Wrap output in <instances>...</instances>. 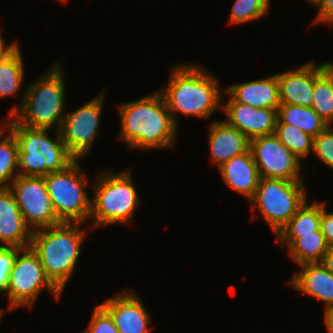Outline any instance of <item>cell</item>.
<instances>
[{
	"label": "cell",
	"mask_w": 333,
	"mask_h": 333,
	"mask_svg": "<svg viewBox=\"0 0 333 333\" xmlns=\"http://www.w3.org/2000/svg\"><path fill=\"white\" fill-rule=\"evenodd\" d=\"M81 223H61L32 231L30 248L39 257L50 281L63 292L75 271L86 228Z\"/></svg>",
	"instance_id": "obj_3"
},
{
	"label": "cell",
	"mask_w": 333,
	"mask_h": 333,
	"mask_svg": "<svg viewBox=\"0 0 333 333\" xmlns=\"http://www.w3.org/2000/svg\"><path fill=\"white\" fill-rule=\"evenodd\" d=\"M313 154L333 170V127L328 125L314 137Z\"/></svg>",
	"instance_id": "obj_29"
},
{
	"label": "cell",
	"mask_w": 333,
	"mask_h": 333,
	"mask_svg": "<svg viewBox=\"0 0 333 333\" xmlns=\"http://www.w3.org/2000/svg\"><path fill=\"white\" fill-rule=\"evenodd\" d=\"M8 118V129L18 144L19 175L44 177L64 170L75 160L67 151L60 130H56V137L51 140L47 135L50 129L27 127L18 124L12 117Z\"/></svg>",
	"instance_id": "obj_5"
},
{
	"label": "cell",
	"mask_w": 333,
	"mask_h": 333,
	"mask_svg": "<svg viewBox=\"0 0 333 333\" xmlns=\"http://www.w3.org/2000/svg\"><path fill=\"white\" fill-rule=\"evenodd\" d=\"M17 159L18 144L14 134L8 129L0 137V188H9L19 175Z\"/></svg>",
	"instance_id": "obj_26"
},
{
	"label": "cell",
	"mask_w": 333,
	"mask_h": 333,
	"mask_svg": "<svg viewBox=\"0 0 333 333\" xmlns=\"http://www.w3.org/2000/svg\"><path fill=\"white\" fill-rule=\"evenodd\" d=\"M274 134L299 160L313 152L314 137L294 125L276 123Z\"/></svg>",
	"instance_id": "obj_27"
},
{
	"label": "cell",
	"mask_w": 333,
	"mask_h": 333,
	"mask_svg": "<svg viewBox=\"0 0 333 333\" xmlns=\"http://www.w3.org/2000/svg\"><path fill=\"white\" fill-rule=\"evenodd\" d=\"M222 180L234 191L244 195L250 201L261 179L259 169L250 149L218 167Z\"/></svg>",
	"instance_id": "obj_18"
},
{
	"label": "cell",
	"mask_w": 333,
	"mask_h": 333,
	"mask_svg": "<svg viewBox=\"0 0 333 333\" xmlns=\"http://www.w3.org/2000/svg\"><path fill=\"white\" fill-rule=\"evenodd\" d=\"M301 270L288 284L304 294L333 306V275L321 262L299 264Z\"/></svg>",
	"instance_id": "obj_20"
},
{
	"label": "cell",
	"mask_w": 333,
	"mask_h": 333,
	"mask_svg": "<svg viewBox=\"0 0 333 333\" xmlns=\"http://www.w3.org/2000/svg\"><path fill=\"white\" fill-rule=\"evenodd\" d=\"M61 63H54L35 83L29 85L23 93L20 106L10 109L9 117L18 124L50 129L56 126L60 130L65 117V83Z\"/></svg>",
	"instance_id": "obj_4"
},
{
	"label": "cell",
	"mask_w": 333,
	"mask_h": 333,
	"mask_svg": "<svg viewBox=\"0 0 333 333\" xmlns=\"http://www.w3.org/2000/svg\"><path fill=\"white\" fill-rule=\"evenodd\" d=\"M324 318L328 333H333V306L325 308Z\"/></svg>",
	"instance_id": "obj_36"
},
{
	"label": "cell",
	"mask_w": 333,
	"mask_h": 333,
	"mask_svg": "<svg viewBox=\"0 0 333 333\" xmlns=\"http://www.w3.org/2000/svg\"><path fill=\"white\" fill-rule=\"evenodd\" d=\"M321 263L333 275V247H328Z\"/></svg>",
	"instance_id": "obj_35"
},
{
	"label": "cell",
	"mask_w": 333,
	"mask_h": 333,
	"mask_svg": "<svg viewBox=\"0 0 333 333\" xmlns=\"http://www.w3.org/2000/svg\"><path fill=\"white\" fill-rule=\"evenodd\" d=\"M307 200L295 215L276 234V242L283 249L288 248L302 235L313 234L320 229L322 202L315 201L308 205Z\"/></svg>",
	"instance_id": "obj_21"
},
{
	"label": "cell",
	"mask_w": 333,
	"mask_h": 333,
	"mask_svg": "<svg viewBox=\"0 0 333 333\" xmlns=\"http://www.w3.org/2000/svg\"><path fill=\"white\" fill-rule=\"evenodd\" d=\"M74 160L64 170L44 176L47 192L61 223H84L90 218L91 198L88 197L86 174Z\"/></svg>",
	"instance_id": "obj_7"
},
{
	"label": "cell",
	"mask_w": 333,
	"mask_h": 333,
	"mask_svg": "<svg viewBox=\"0 0 333 333\" xmlns=\"http://www.w3.org/2000/svg\"><path fill=\"white\" fill-rule=\"evenodd\" d=\"M294 125L301 131L316 137L328 124L311 108L281 104L277 110V122Z\"/></svg>",
	"instance_id": "obj_22"
},
{
	"label": "cell",
	"mask_w": 333,
	"mask_h": 333,
	"mask_svg": "<svg viewBox=\"0 0 333 333\" xmlns=\"http://www.w3.org/2000/svg\"><path fill=\"white\" fill-rule=\"evenodd\" d=\"M105 93H100L73 112L65 113L60 128L61 139L75 160L89 154L99 133Z\"/></svg>",
	"instance_id": "obj_11"
},
{
	"label": "cell",
	"mask_w": 333,
	"mask_h": 333,
	"mask_svg": "<svg viewBox=\"0 0 333 333\" xmlns=\"http://www.w3.org/2000/svg\"><path fill=\"white\" fill-rule=\"evenodd\" d=\"M171 69L166 88L158 91L162 94L176 125V113L206 120L217 108H222L221 87L211 72L193 63L176 65Z\"/></svg>",
	"instance_id": "obj_2"
},
{
	"label": "cell",
	"mask_w": 333,
	"mask_h": 333,
	"mask_svg": "<svg viewBox=\"0 0 333 333\" xmlns=\"http://www.w3.org/2000/svg\"><path fill=\"white\" fill-rule=\"evenodd\" d=\"M99 305L110 315L120 333L149 332L150 315L135 292H119Z\"/></svg>",
	"instance_id": "obj_15"
},
{
	"label": "cell",
	"mask_w": 333,
	"mask_h": 333,
	"mask_svg": "<svg viewBox=\"0 0 333 333\" xmlns=\"http://www.w3.org/2000/svg\"><path fill=\"white\" fill-rule=\"evenodd\" d=\"M1 35L0 32V64L8 59L19 48L17 42L6 45L3 40L4 38H2Z\"/></svg>",
	"instance_id": "obj_34"
},
{
	"label": "cell",
	"mask_w": 333,
	"mask_h": 333,
	"mask_svg": "<svg viewBox=\"0 0 333 333\" xmlns=\"http://www.w3.org/2000/svg\"><path fill=\"white\" fill-rule=\"evenodd\" d=\"M82 333H120L110 315L97 305L87 328Z\"/></svg>",
	"instance_id": "obj_30"
},
{
	"label": "cell",
	"mask_w": 333,
	"mask_h": 333,
	"mask_svg": "<svg viewBox=\"0 0 333 333\" xmlns=\"http://www.w3.org/2000/svg\"><path fill=\"white\" fill-rule=\"evenodd\" d=\"M318 10L314 23H326L327 25L333 24V0H317L314 4Z\"/></svg>",
	"instance_id": "obj_32"
},
{
	"label": "cell",
	"mask_w": 333,
	"mask_h": 333,
	"mask_svg": "<svg viewBox=\"0 0 333 333\" xmlns=\"http://www.w3.org/2000/svg\"><path fill=\"white\" fill-rule=\"evenodd\" d=\"M269 7L270 0H236L228 23L235 25L262 18Z\"/></svg>",
	"instance_id": "obj_28"
},
{
	"label": "cell",
	"mask_w": 333,
	"mask_h": 333,
	"mask_svg": "<svg viewBox=\"0 0 333 333\" xmlns=\"http://www.w3.org/2000/svg\"><path fill=\"white\" fill-rule=\"evenodd\" d=\"M330 63L324 62L318 65L310 61L293 70L276 74L280 103L311 107L314 80Z\"/></svg>",
	"instance_id": "obj_14"
},
{
	"label": "cell",
	"mask_w": 333,
	"mask_h": 333,
	"mask_svg": "<svg viewBox=\"0 0 333 333\" xmlns=\"http://www.w3.org/2000/svg\"><path fill=\"white\" fill-rule=\"evenodd\" d=\"M308 3H311L312 5L317 1V0H306Z\"/></svg>",
	"instance_id": "obj_38"
},
{
	"label": "cell",
	"mask_w": 333,
	"mask_h": 333,
	"mask_svg": "<svg viewBox=\"0 0 333 333\" xmlns=\"http://www.w3.org/2000/svg\"><path fill=\"white\" fill-rule=\"evenodd\" d=\"M130 172L129 169L123 172L105 171L96 176L90 214V219L94 217V228L115 223L131 224L141 201Z\"/></svg>",
	"instance_id": "obj_6"
},
{
	"label": "cell",
	"mask_w": 333,
	"mask_h": 333,
	"mask_svg": "<svg viewBox=\"0 0 333 333\" xmlns=\"http://www.w3.org/2000/svg\"><path fill=\"white\" fill-rule=\"evenodd\" d=\"M225 93L235 102L256 108L278 109L281 105L276 74L264 79L231 85L225 89Z\"/></svg>",
	"instance_id": "obj_19"
},
{
	"label": "cell",
	"mask_w": 333,
	"mask_h": 333,
	"mask_svg": "<svg viewBox=\"0 0 333 333\" xmlns=\"http://www.w3.org/2000/svg\"><path fill=\"white\" fill-rule=\"evenodd\" d=\"M9 189L25 223L32 231L61 224L47 192L44 177L18 175Z\"/></svg>",
	"instance_id": "obj_10"
},
{
	"label": "cell",
	"mask_w": 333,
	"mask_h": 333,
	"mask_svg": "<svg viewBox=\"0 0 333 333\" xmlns=\"http://www.w3.org/2000/svg\"><path fill=\"white\" fill-rule=\"evenodd\" d=\"M221 109L228 118L226 122L236 127L250 140L275 132L278 109L252 107L235 102L230 96L228 101L224 102L222 99Z\"/></svg>",
	"instance_id": "obj_13"
},
{
	"label": "cell",
	"mask_w": 333,
	"mask_h": 333,
	"mask_svg": "<svg viewBox=\"0 0 333 333\" xmlns=\"http://www.w3.org/2000/svg\"><path fill=\"white\" fill-rule=\"evenodd\" d=\"M3 311H4V310L0 309V319H1V317H2Z\"/></svg>",
	"instance_id": "obj_39"
},
{
	"label": "cell",
	"mask_w": 333,
	"mask_h": 333,
	"mask_svg": "<svg viewBox=\"0 0 333 333\" xmlns=\"http://www.w3.org/2000/svg\"><path fill=\"white\" fill-rule=\"evenodd\" d=\"M304 181L261 177L251 207L259 211L276 235L307 200Z\"/></svg>",
	"instance_id": "obj_8"
},
{
	"label": "cell",
	"mask_w": 333,
	"mask_h": 333,
	"mask_svg": "<svg viewBox=\"0 0 333 333\" xmlns=\"http://www.w3.org/2000/svg\"><path fill=\"white\" fill-rule=\"evenodd\" d=\"M22 253V254H21ZM48 289L58 300L62 292L46 276L39 257L28 247L21 249L14 260L7 287L8 308H31L40 292Z\"/></svg>",
	"instance_id": "obj_9"
},
{
	"label": "cell",
	"mask_w": 333,
	"mask_h": 333,
	"mask_svg": "<svg viewBox=\"0 0 333 333\" xmlns=\"http://www.w3.org/2000/svg\"><path fill=\"white\" fill-rule=\"evenodd\" d=\"M7 130H8V125H7V123H6L5 126L2 127V129H0V137H1L4 133H6Z\"/></svg>",
	"instance_id": "obj_37"
},
{
	"label": "cell",
	"mask_w": 333,
	"mask_h": 333,
	"mask_svg": "<svg viewBox=\"0 0 333 333\" xmlns=\"http://www.w3.org/2000/svg\"><path fill=\"white\" fill-rule=\"evenodd\" d=\"M328 245L321 230L313 234L302 235L297 238L289 247L288 252L295 263H314L321 262L327 252Z\"/></svg>",
	"instance_id": "obj_24"
},
{
	"label": "cell",
	"mask_w": 333,
	"mask_h": 333,
	"mask_svg": "<svg viewBox=\"0 0 333 333\" xmlns=\"http://www.w3.org/2000/svg\"><path fill=\"white\" fill-rule=\"evenodd\" d=\"M208 134L211 160L218 167L250 148V139L226 121L212 122Z\"/></svg>",
	"instance_id": "obj_17"
},
{
	"label": "cell",
	"mask_w": 333,
	"mask_h": 333,
	"mask_svg": "<svg viewBox=\"0 0 333 333\" xmlns=\"http://www.w3.org/2000/svg\"><path fill=\"white\" fill-rule=\"evenodd\" d=\"M18 48L8 59L0 64V98L17 96L24 79V62Z\"/></svg>",
	"instance_id": "obj_25"
},
{
	"label": "cell",
	"mask_w": 333,
	"mask_h": 333,
	"mask_svg": "<svg viewBox=\"0 0 333 333\" xmlns=\"http://www.w3.org/2000/svg\"><path fill=\"white\" fill-rule=\"evenodd\" d=\"M31 236L32 230L25 223L12 191L0 188V242L24 249L30 246Z\"/></svg>",
	"instance_id": "obj_16"
},
{
	"label": "cell",
	"mask_w": 333,
	"mask_h": 333,
	"mask_svg": "<svg viewBox=\"0 0 333 333\" xmlns=\"http://www.w3.org/2000/svg\"><path fill=\"white\" fill-rule=\"evenodd\" d=\"M250 151L263 178L304 181L301 160L282 144L275 134L250 140Z\"/></svg>",
	"instance_id": "obj_12"
},
{
	"label": "cell",
	"mask_w": 333,
	"mask_h": 333,
	"mask_svg": "<svg viewBox=\"0 0 333 333\" xmlns=\"http://www.w3.org/2000/svg\"><path fill=\"white\" fill-rule=\"evenodd\" d=\"M120 136L129 148H172L176 125L159 91L138 100L119 105Z\"/></svg>",
	"instance_id": "obj_1"
},
{
	"label": "cell",
	"mask_w": 333,
	"mask_h": 333,
	"mask_svg": "<svg viewBox=\"0 0 333 333\" xmlns=\"http://www.w3.org/2000/svg\"><path fill=\"white\" fill-rule=\"evenodd\" d=\"M325 202H322L320 230L328 247H333V212H327Z\"/></svg>",
	"instance_id": "obj_33"
},
{
	"label": "cell",
	"mask_w": 333,
	"mask_h": 333,
	"mask_svg": "<svg viewBox=\"0 0 333 333\" xmlns=\"http://www.w3.org/2000/svg\"><path fill=\"white\" fill-rule=\"evenodd\" d=\"M311 108L328 125H333V62L314 80Z\"/></svg>",
	"instance_id": "obj_23"
},
{
	"label": "cell",
	"mask_w": 333,
	"mask_h": 333,
	"mask_svg": "<svg viewBox=\"0 0 333 333\" xmlns=\"http://www.w3.org/2000/svg\"><path fill=\"white\" fill-rule=\"evenodd\" d=\"M21 248L0 245V293L6 292L15 257Z\"/></svg>",
	"instance_id": "obj_31"
}]
</instances>
